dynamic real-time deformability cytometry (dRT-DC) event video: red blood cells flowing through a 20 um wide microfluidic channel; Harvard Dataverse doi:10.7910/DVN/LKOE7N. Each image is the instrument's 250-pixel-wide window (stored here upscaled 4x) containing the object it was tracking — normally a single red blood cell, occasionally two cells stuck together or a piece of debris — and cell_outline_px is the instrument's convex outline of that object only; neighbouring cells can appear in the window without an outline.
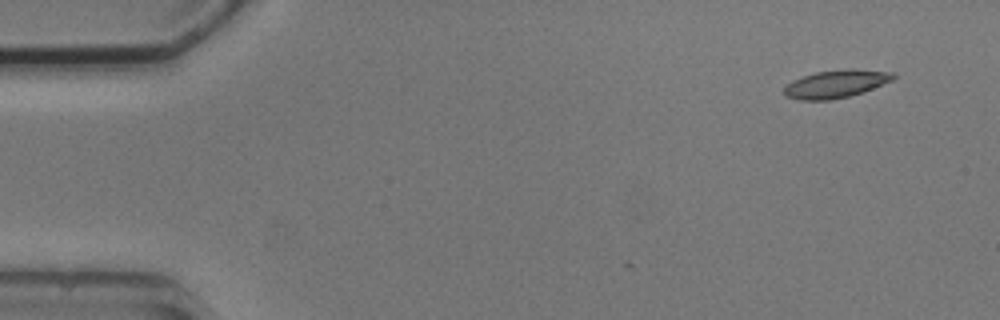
{"species": "common noctule bat (a hibernating species)", "species_latin": "Nyctalus noctula", "temperature_condition": "cold", "stored_images_in_passage": 3, "camera_frame_rate_fps": 3000, "um_per_image_px": 0.085, "animal": {"sex": "male", "body_mass_g": 20.5, "forearm_length_mm": 52.5}, "frame": {"image": 1, "passage_image": 1, "time_ms": 0.0, "image_size_px": [1000, 320], "cell_outline_px": [[896, 76], [892, 80], [872, 88], [848, 96], [828, 100], [800, 100], [784, 96], [784, 88], [792, 80], [816, 72], [848, 68], [852, 68], [896, 72]], "centroid_in_image_um": [71.05, 7.11], "position_along_channel_um": 13.9, "area_um2": 17.63}}